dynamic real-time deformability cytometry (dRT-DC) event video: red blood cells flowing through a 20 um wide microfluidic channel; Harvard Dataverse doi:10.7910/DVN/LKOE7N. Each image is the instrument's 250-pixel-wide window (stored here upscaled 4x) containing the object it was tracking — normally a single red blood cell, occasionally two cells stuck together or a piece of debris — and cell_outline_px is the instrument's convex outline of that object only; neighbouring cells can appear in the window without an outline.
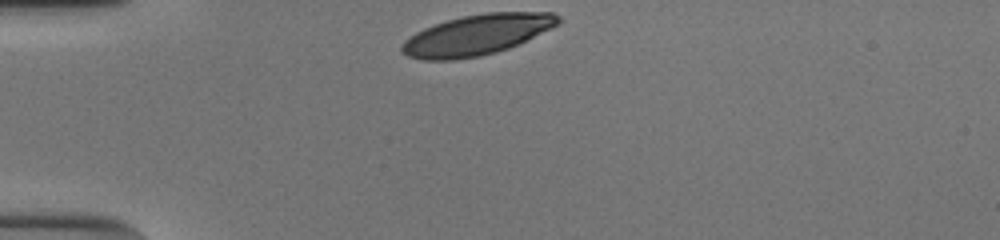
{"species": "human", "species_latin": "Homo sapiens", "temperature_condition": "cold", "stored_images_in_passage": 31, "camera_frame_rate_fps": 3000, "um_per_image_px": 0.085, "donor": {"sex": "male"}, "frame": {"image": 1, "passage_image": 1, "time_ms": 0.0, "image_size_px": [1000, 240], "cell_outline_px": [[564, 20], [560, 24], [520, 44], [496, 52], [480, 56], [452, 60], [424, 60], [408, 56], [400, 48], [404, 40], [416, 32], [424, 28], [448, 20], [464, 16], [488, 12], [552, 12], [560, 16]], "centroid_in_image_um": [40.6, 2.96], "position_along_channel_um": 44.4, "area_um2": 36.93}}
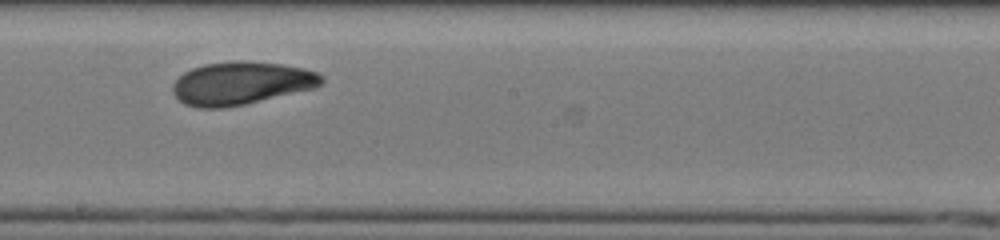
{"frame": {"image": 2, "passage_image": 18, "time_ms": 5.667, "image_size_px": [1000, 240], "cell_outline_px": [[324, 80], [316, 88], [244, 104], [224, 108], [200, 108], [184, 104], [172, 92], [172, 84], [184, 72], [192, 68], [204, 64], [236, 60], [248, 60], [284, 64], [304, 68], [316, 72], [324, 76]], "centroid_in_image_um": [20.51, 7.06], "position_along_channel_um": 227.7, "area_um2": 37.51}}
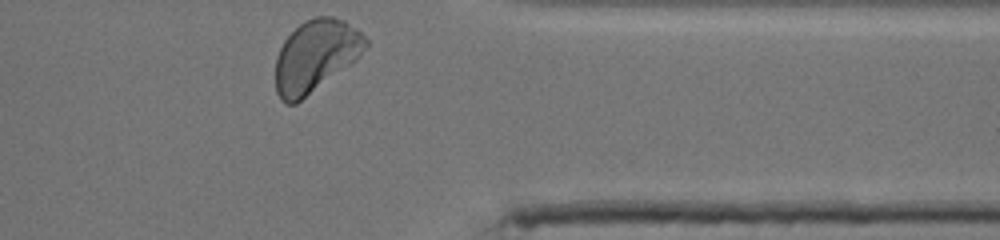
{"frame": {"image": 3, "passage_image": 31, "time_ms": 10.0, "image_size_px": [1000, 240], "cell_outline_px": [[368, 48], [356, 60], [296, 104], [284, 104], [280, 100], [276, 92], [276, 56], [284, 40], [304, 20], [316, 16], [332, 16], [344, 20], [356, 28], [368, 40]], "centroid_in_image_um": [26.83, 4.76], "position_along_channel_um": 384.6, "area_um2": 37.86}, "authors_computed_cell_mechanics": {"area_um2": 37.1076, "velocity_mm_per_s": 3.7916, "shape_relaxation_time_tau1_ms": 4.3501, "shape_relaxation_time_tau2_ms": 1.6943, "deformation_change_tau1": 0.1546, "deformation_change_tau2": 0.0661}}